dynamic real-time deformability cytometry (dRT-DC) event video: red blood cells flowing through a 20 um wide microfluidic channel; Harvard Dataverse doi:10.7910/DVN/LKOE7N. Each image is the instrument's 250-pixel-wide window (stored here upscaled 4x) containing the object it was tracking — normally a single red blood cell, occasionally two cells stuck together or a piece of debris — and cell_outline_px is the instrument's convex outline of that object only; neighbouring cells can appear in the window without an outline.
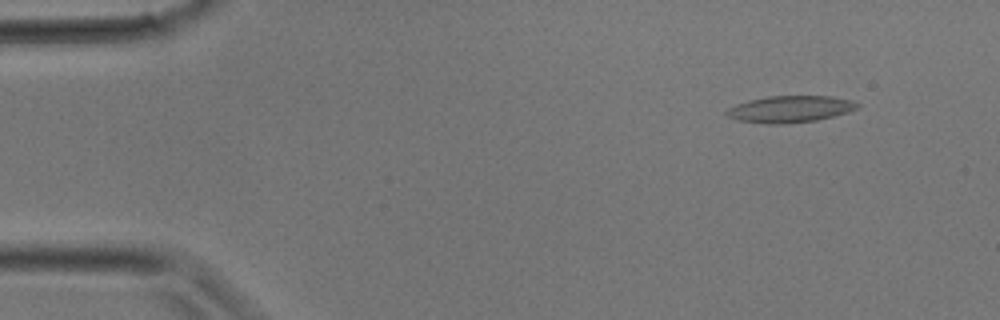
{"species": "common noctule bat (a hibernating species)", "species_latin": "Nyctalus noctula", "temperature_condition": "room temperature", "stored_images_in_passage": 29, "camera_frame_rate_fps": 3000, "um_per_image_px": 0.085, "animal": {"sex": "male", "body_mass_g": 17.9}, "frame": {"image": 1, "passage_image": 3, "time_ms": 0.667, "image_size_px": [1000, 320], "cell_outline_px": [[860, 104], [856, 108], [848, 112], [816, 120], [784, 124], [768, 124], [736, 120], [728, 116], [724, 112], [728, 108], [736, 104], [748, 100], [768, 96], [832, 96], [848, 100]], "centroid_in_image_um": [67.1, 9.27], "position_along_channel_um": 17.9, "area_um2": 20.23}}
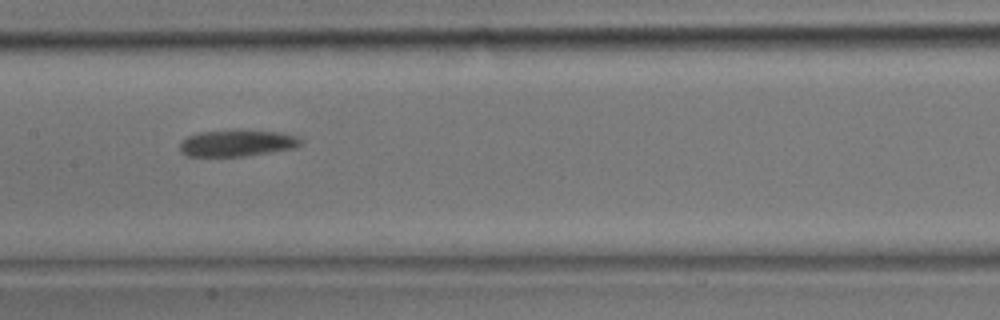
{"frame": {"image": 2, "passage_image": 15, "time_ms": 4.667, "image_size_px": [1000, 320], "cell_outline_px": [[300, 144], [296, 148], [244, 156], [188, 156], [180, 152], [180, 140], [188, 136], [200, 132], [240, 128], [280, 132], [296, 136], [300, 140]], "centroid_in_image_um": [20.12, 12.13], "position_along_channel_um": 187.3, "area_um2": 19.13}}
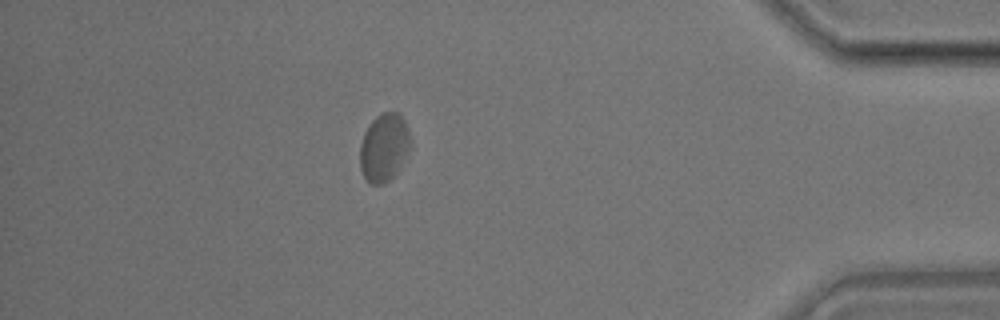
{"frame": {"image": 3, "passage_image": 27, "time_ms": 8.667, "image_size_px": [1000, 320], "cell_outline_px": [[412, 148], [396, 172], [384, 184], [368, 184], [360, 168], [360, 144], [364, 132], [368, 124], [376, 116], [384, 112], [400, 112], [408, 128]], "centroid_in_image_um": [32.65, 12.52], "position_along_channel_um": 402.5, "area_um2": 20.29}}